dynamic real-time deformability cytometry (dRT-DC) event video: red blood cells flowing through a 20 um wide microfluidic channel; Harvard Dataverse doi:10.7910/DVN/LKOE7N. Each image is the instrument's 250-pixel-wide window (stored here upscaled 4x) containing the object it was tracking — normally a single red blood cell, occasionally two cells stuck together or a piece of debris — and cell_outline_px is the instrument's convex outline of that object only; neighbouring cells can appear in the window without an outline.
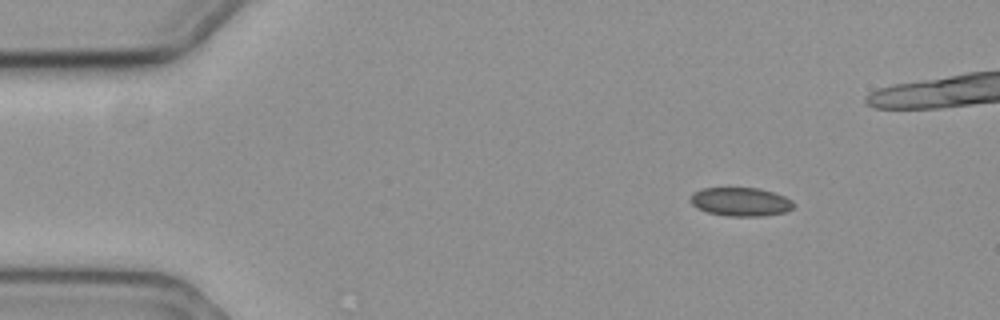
{"species": "common noctule bat (a hibernating species)", "species_latin": "Nyctalus noctula", "temperature_condition": "cold", "stored_images_in_passage": 44, "camera_frame_rate_fps": 3000, "um_per_image_px": 0.085, "animal": {"sex": "female", "body_mass_g": 19.3, "forearm_length_mm": 54.1}, "frame": {"image": 1, "passage_image": 1, "time_ms": 0.0, "image_size_px": [1000, 320], "cell_outline_px": [[792, 208], [784, 212], [764, 216], [724, 216], [708, 212], [696, 208], [692, 204], [692, 192], [704, 188], [760, 188], [784, 196], [792, 200]], "centroid_in_image_um": [62.94, 17.15], "position_along_channel_um": 22.1, "area_um2": 17.11}}
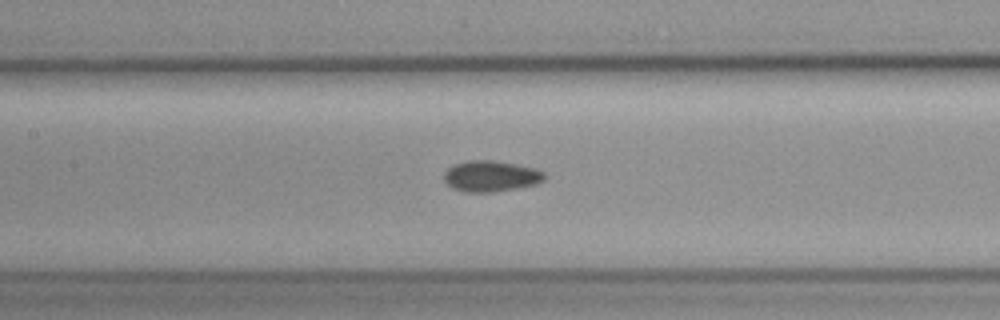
{"frame": {"image": 2, "passage_image": 20, "time_ms": 6.333, "image_size_px": [1000, 320], "cell_outline_px": [[544, 180], [536, 184], [496, 192], [464, 192], [452, 188], [444, 180], [444, 172], [448, 168], [456, 164], [468, 160], [492, 160], [516, 164], [536, 168], [544, 172]], "centroid_in_image_um": [41.72, 14.97], "position_along_channel_um": 165.7, "area_um2": 18.15}}
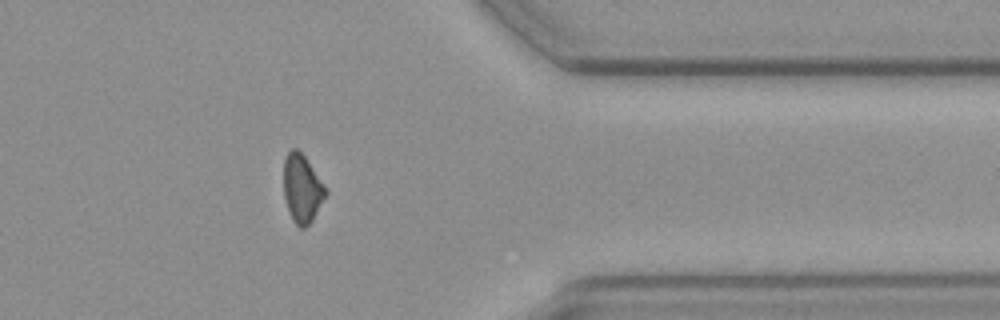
{"frame": {"image": 3, "passage_image": 40, "time_ms": 13.0, "image_size_px": [1000, 320], "cell_outline_px": [[328, 192], [312, 220], [304, 228], [300, 228], [292, 220], [284, 196], [284, 160], [288, 152], [292, 148], [296, 148], [304, 156], [324, 184]], "centroid_in_image_um": [25.67, 16.03], "position_along_channel_um": 385.7, "area_um2": 16.42}}